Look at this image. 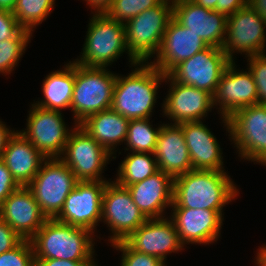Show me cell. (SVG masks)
<instances>
[{"mask_svg":"<svg viewBox=\"0 0 266 266\" xmlns=\"http://www.w3.org/2000/svg\"><path fill=\"white\" fill-rule=\"evenodd\" d=\"M237 196L239 189L225 171L191 170L174 178L170 209H208L224 218L223 207Z\"/></svg>","mask_w":266,"mask_h":266,"instance_id":"obj_1","label":"cell"},{"mask_svg":"<svg viewBox=\"0 0 266 266\" xmlns=\"http://www.w3.org/2000/svg\"><path fill=\"white\" fill-rule=\"evenodd\" d=\"M133 67L127 76L117 74L111 109L129 120L151 118L165 74L149 62Z\"/></svg>","mask_w":266,"mask_h":266,"instance_id":"obj_2","label":"cell"},{"mask_svg":"<svg viewBox=\"0 0 266 266\" xmlns=\"http://www.w3.org/2000/svg\"><path fill=\"white\" fill-rule=\"evenodd\" d=\"M95 233L47 219L30 239L35 258L95 261Z\"/></svg>","mask_w":266,"mask_h":266,"instance_id":"obj_3","label":"cell"},{"mask_svg":"<svg viewBox=\"0 0 266 266\" xmlns=\"http://www.w3.org/2000/svg\"><path fill=\"white\" fill-rule=\"evenodd\" d=\"M80 59L75 63L87 67H107L126 52L130 65L138 62L128 53L125 26L105 13L94 14L89 21L88 30ZM122 54V55H121Z\"/></svg>","mask_w":266,"mask_h":266,"instance_id":"obj_4","label":"cell"},{"mask_svg":"<svg viewBox=\"0 0 266 266\" xmlns=\"http://www.w3.org/2000/svg\"><path fill=\"white\" fill-rule=\"evenodd\" d=\"M117 74L107 67H87L75 63V83L71 101L74 125L89 115L111 108Z\"/></svg>","mask_w":266,"mask_h":266,"instance_id":"obj_5","label":"cell"},{"mask_svg":"<svg viewBox=\"0 0 266 266\" xmlns=\"http://www.w3.org/2000/svg\"><path fill=\"white\" fill-rule=\"evenodd\" d=\"M172 17L173 0H163L124 24L128 53L138 63H148L158 53Z\"/></svg>","mask_w":266,"mask_h":266,"instance_id":"obj_6","label":"cell"},{"mask_svg":"<svg viewBox=\"0 0 266 266\" xmlns=\"http://www.w3.org/2000/svg\"><path fill=\"white\" fill-rule=\"evenodd\" d=\"M221 121L241 160L259 163L266 156V105L239 109Z\"/></svg>","mask_w":266,"mask_h":266,"instance_id":"obj_7","label":"cell"},{"mask_svg":"<svg viewBox=\"0 0 266 266\" xmlns=\"http://www.w3.org/2000/svg\"><path fill=\"white\" fill-rule=\"evenodd\" d=\"M78 181L72 170L60 159H46L28 188L47 219H54Z\"/></svg>","mask_w":266,"mask_h":266,"instance_id":"obj_8","label":"cell"},{"mask_svg":"<svg viewBox=\"0 0 266 266\" xmlns=\"http://www.w3.org/2000/svg\"><path fill=\"white\" fill-rule=\"evenodd\" d=\"M111 155L79 124L73 125L60 159L72 170L77 181H107L102 176ZM103 178V179H102Z\"/></svg>","mask_w":266,"mask_h":266,"instance_id":"obj_9","label":"cell"},{"mask_svg":"<svg viewBox=\"0 0 266 266\" xmlns=\"http://www.w3.org/2000/svg\"><path fill=\"white\" fill-rule=\"evenodd\" d=\"M148 219L133 202L127 187L108 180L102 197L101 222L112 232L110 244L125 240Z\"/></svg>","mask_w":266,"mask_h":266,"instance_id":"obj_10","label":"cell"},{"mask_svg":"<svg viewBox=\"0 0 266 266\" xmlns=\"http://www.w3.org/2000/svg\"><path fill=\"white\" fill-rule=\"evenodd\" d=\"M25 130L19 132L46 158H60L70 132L62 111L47 110L31 104Z\"/></svg>","mask_w":266,"mask_h":266,"instance_id":"obj_11","label":"cell"},{"mask_svg":"<svg viewBox=\"0 0 266 266\" xmlns=\"http://www.w3.org/2000/svg\"><path fill=\"white\" fill-rule=\"evenodd\" d=\"M266 20L248 5L227 16L223 51L230 61L236 53L246 57L265 53Z\"/></svg>","mask_w":266,"mask_h":266,"instance_id":"obj_12","label":"cell"},{"mask_svg":"<svg viewBox=\"0 0 266 266\" xmlns=\"http://www.w3.org/2000/svg\"><path fill=\"white\" fill-rule=\"evenodd\" d=\"M230 62L223 48L208 46L175 66L168 75L174 81L205 90L213 96Z\"/></svg>","mask_w":266,"mask_h":266,"instance_id":"obj_13","label":"cell"},{"mask_svg":"<svg viewBox=\"0 0 266 266\" xmlns=\"http://www.w3.org/2000/svg\"><path fill=\"white\" fill-rule=\"evenodd\" d=\"M107 182L78 181L54 219L94 233L101 222L102 197Z\"/></svg>","mask_w":266,"mask_h":266,"instance_id":"obj_14","label":"cell"},{"mask_svg":"<svg viewBox=\"0 0 266 266\" xmlns=\"http://www.w3.org/2000/svg\"><path fill=\"white\" fill-rule=\"evenodd\" d=\"M170 89L162 104V112L170 124H181L183 122L203 121L211 112L213 96L205 90L193 86L183 85L174 81L168 74L165 75Z\"/></svg>","mask_w":266,"mask_h":266,"instance_id":"obj_15","label":"cell"},{"mask_svg":"<svg viewBox=\"0 0 266 266\" xmlns=\"http://www.w3.org/2000/svg\"><path fill=\"white\" fill-rule=\"evenodd\" d=\"M258 104L257 87L251 72L236 69L231 61L222 74L213 95V106L218 107L220 118L228 119L234 112Z\"/></svg>","mask_w":266,"mask_h":266,"instance_id":"obj_16","label":"cell"},{"mask_svg":"<svg viewBox=\"0 0 266 266\" xmlns=\"http://www.w3.org/2000/svg\"><path fill=\"white\" fill-rule=\"evenodd\" d=\"M173 18L208 46L223 48L227 27L225 14L199 6L192 0H173Z\"/></svg>","mask_w":266,"mask_h":266,"instance_id":"obj_17","label":"cell"},{"mask_svg":"<svg viewBox=\"0 0 266 266\" xmlns=\"http://www.w3.org/2000/svg\"><path fill=\"white\" fill-rule=\"evenodd\" d=\"M133 250L166 262L168 253L182 251L176 227L169 218L148 219L124 240Z\"/></svg>","mask_w":266,"mask_h":266,"instance_id":"obj_18","label":"cell"},{"mask_svg":"<svg viewBox=\"0 0 266 266\" xmlns=\"http://www.w3.org/2000/svg\"><path fill=\"white\" fill-rule=\"evenodd\" d=\"M169 217L177 230L180 242L186 244H212L221 234L223 217L214 210L172 208Z\"/></svg>","mask_w":266,"mask_h":266,"instance_id":"obj_19","label":"cell"},{"mask_svg":"<svg viewBox=\"0 0 266 266\" xmlns=\"http://www.w3.org/2000/svg\"><path fill=\"white\" fill-rule=\"evenodd\" d=\"M207 47L200 37L172 17L163 35L161 47L154 61L149 63L167 75L175 66Z\"/></svg>","mask_w":266,"mask_h":266,"instance_id":"obj_20","label":"cell"},{"mask_svg":"<svg viewBox=\"0 0 266 266\" xmlns=\"http://www.w3.org/2000/svg\"><path fill=\"white\" fill-rule=\"evenodd\" d=\"M0 217L23 240H30L47 220L28 186H19L3 201Z\"/></svg>","mask_w":266,"mask_h":266,"instance_id":"obj_21","label":"cell"},{"mask_svg":"<svg viewBox=\"0 0 266 266\" xmlns=\"http://www.w3.org/2000/svg\"><path fill=\"white\" fill-rule=\"evenodd\" d=\"M173 178L157 171L145 180L127 186L133 202L147 219L164 218L166 208L173 204Z\"/></svg>","mask_w":266,"mask_h":266,"instance_id":"obj_22","label":"cell"},{"mask_svg":"<svg viewBox=\"0 0 266 266\" xmlns=\"http://www.w3.org/2000/svg\"><path fill=\"white\" fill-rule=\"evenodd\" d=\"M202 121L178 124L184 133L193 170L226 171L216 137Z\"/></svg>","mask_w":266,"mask_h":266,"instance_id":"obj_23","label":"cell"},{"mask_svg":"<svg viewBox=\"0 0 266 266\" xmlns=\"http://www.w3.org/2000/svg\"><path fill=\"white\" fill-rule=\"evenodd\" d=\"M154 155L158 169L173 179L193 170L184 133L178 124L163 123Z\"/></svg>","mask_w":266,"mask_h":266,"instance_id":"obj_24","label":"cell"},{"mask_svg":"<svg viewBox=\"0 0 266 266\" xmlns=\"http://www.w3.org/2000/svg\"><path fill=\"white\" fill-rule=\"evenodd\" d=\"M2 160L19 186H28L46 158L19 130L8 139Z\"/></svg>","mask_w":266,"mask_h":266,"instance_id":"obj_25","label":"cell"},{"mask_svg":"<svg viewBox=\"0 0 266 266\" xmlns=\"http://www.w3.org/2000/svg\"><path fill=\"white\" fill-rule=\"evenodd\" d=\"M129 121L110 108L89 115L79 125L111 155H116L117 145L126 141Z\"/></svg>","mask_w":266,"mask_h":266,"instance_id":"obj_26","label":"cell"},{"mask_svg":"<svg viewBox=\"0 0 266 266\" xmlns=\"http://www.w3.org/2000/svg\"><path fill=\"white\" fill-rule=\"evenodd\" d=\"M42 93L44 98L33 104L47 109L58 110L71 108L73 87L75 83V62L64 64L62 70H56L44 77Z\"/></svg>","mask_w":266,"mask_h":266,"instance_id":"obj_27","label":"cell"},{"mask_svg":"<svg viewBox=\"0 0 266 266\" xmlns=\"http://www.w3.org/2000/svg\"><path fill=\"white\" fill-rule=\"evenodd\" d=\"M118 167L114 181L123 187L141 182L159 171L153 153L129 152Z\"/></svg>","mask_w":266,"mask_h":266,"instance_id":"obj_28","label":"cell"},{"mask_svg":"<svg viewBox=\"0 0 266 266\" xmlns=\"http://www.w3.org/2000/svg\"><path fill=\"white\" fill-rule=\"evenodd\" d=\"M163 124L154 128L150 118L132 119L129 121L124 150L130 152L153 153L157 145V138Z\"/></svg>","mask_w":266,"mask_h":266,"instance_id":"obj_29","label":"cell"},{"mask_svg":"<svg viewBox=\"0 0 266 266\" xmlns=\"http://www.w3.org/2000/svg\"><path fill=\"white\" fill-rule=\"evenodd\" d=\"M54 4L55 0H17L12 13L24 30L33 33L51 14Z\"/></svg>","mask_w":266,"mask_h":266,"instance_id":"obj_30","label":"cell"},{"mask_svg":"<svg viewBox=\"0 0 266 266\" xmlns=\"http://www.w3.org/2000/svg\"><path fill=\"white\" fill-rule=\"evenodd\" d=\"M31 32L22 30L16 37L0 41V73L11 74L31 42Z\"/></svg>","mask_w":266,"mask_h":266,"instance_id":"obj_31","label":"cell"},{"mask_svg":"<svg viewBox=\"0 0 266 266\" xmlns=\"http://www.w3.org/2000/svg\"><path fill=\"white\" fill-rule=\"evenodd\" d=\"M163 0H113L105 13L113 20L125 24L146 9L159 5Z\"/></svg>","mask_w":266,"mask_h":266,"instance_id":"obj_32","label":"cell"},{"mask_svg":"<svg viewBox=\"0 0 266 266\" xmlns=\"http://www.w3.org/2000/svg\"><path fill=\"white\" fill-rule=\"evenodd\" d=\"M111 246L122 252L121 266H167V262L155 256L133 250L124 240L115 242Z\"/></svg>","mask_w":266,"mask_h":266,"instance_id":"obj_33","label":"cell"},{"mask_svg":"<svg viewBox=\"0 0 266 266\" xmlns=\"http://www.w3.org/2000/svg\"><path fill=\"white\" fill-rule=\"evenodd\" d=\"M0 266H36L30 240H23L14 249L0 254Z\"/></svg>","mask_w":266,"mask_h":266,"instance_id":"obj_34","label":"cell"},{"mask_svg":"<svg viewBox=\"0 0 266 266\" xmlns=\"http://www.w3.org/2000/svg\"><path fill=\"white\" fill-rule=\"evenodd\" d=\"M247 70L252 74L257 87V102L266 105V54L247 57Z\"/></svg>","mask_w":266,"mask_h":266,"instance_id":"obj_35","label":"cell"},{"mask_svg":"<svg viewBox=\"0 0 266 266\" xmlns=\"http://www.w3.org/2000/svg\"><path fill=\"white\" fill-rule=\"evenodd\" d=\"M23 28L11 11L0 9V41L16 37Z\"/></svg>","mask_w":266,"mask_h":266,"instance_id":"obj_36","label":"cell"},{"mask_svg":"<svg viewBox=\"0 0 266 266\" xmlns=\"http://www.w3.org/2000/svg\"><path fill=\"white\" fill-rule=\"evenodd\" d=\"M23 239L0 217V254L17 247Z\"/></svg>","mask_w":266,"mask_h":266,"instance_id":"obj_37","label":"cell"},{"mask_svg":"<svg viewBox=\"0 0 266 266\" xmlns=\"http://www.w3.org/2000/svg\"><path fill=\"white\" fill-rule=\"evenodd\" d=\"M18 187L6 164L0 159V205Z\"/></svg>","mask_w":266,"mask_h":266,"instance_id":"obj_38","label":"cell"},{"mask_svg":"<svg viewBox=\"0 0 266 266\" xmlns=\"http://www.w3.org/2000/svg\"><path fill=\"white\" fill-rule=\"evenodd\" d=\"M36 266H98L95 261L35 258Z\"/></svg>","mask_w":266,"mask_h":266,"instance_id":"obj_39","label":"cell"},{"mask_svg":"<svg viewBox=\"0 0 266 266\" xmlns=\"http://www.w3.org/2000/svg\"><path fill=\"white\" fill-rule=\"evenodd\" d=\"M246 6L247 0H218L216 11L229 16Z\"/></svg>","mask_w":266,"mask_h":266,"instance_id":"obj_40","label":"cell"},{"mask_svg":"<svg viewBox=\"0 0 266 266\" xmlns=\"http://www.w3.org/2000/svg\"><path fill=\"white\" fill-rule=\"evenodd\" d=\"M86 1L89 8H92L91 13L93 14H103L106 13L107 10L110 8L113 0H84Z\"/></svg>","mask_w":266,"mask_h":266,"instance_id":"obj_41","label":"cell"},{"mask_svg":"<svg viewBox=\"0 0 266 266\" xmlns=\"http://www.w3.org/2000/svg\"><path fill=\"white\" fill-rule=\"evenodd\" d=\"M5 122L0 119V159H2L3 152L7 145L8 139L14 134L15 130L9 129Z\"/></svg>","mask_w":266,"mask_h":266,"instance_id":"obj_42","label":"cell"},{"mask_svg":"<svg viewBox=\"0 0 266 266\" xmlns=\"http://www.w3.org/2000/svg\"><path fill=\"white\" fill-rule=\"evenodd\" d=\"M247 5L266 20V0H247Z\"/></svg>","mask_w":266,"mask_h":266,"instance_id":"obj_43","label":"cell"},{"mask_svg":"<svg viewBox=\"0 0 266 266\" xmlns=\"http://www.w3.org/2000/svg\"><path fill=\"white\" fill-rule=\"evenodd\" d=\"M195 2L197 5L209 8L211 10H216V4L218 0H192Z\"/></svg>","mask_w":266,"mask_h":266,"instance_id":"obj_44","label":"cell"},{"mask_svg":"<svg viewBox=\"0 0 266 266\" xmlns=\"http://www.w3.org/2000/svg\"><path fill=\"white\" fill-rule=\"evenodd\" d=\"M16 1L17 0H0V9H5L12 12Z\"/></svg>","mask_w":266,"mask_h":266,"instance_id":"obj_45","label":"cell"},{"mask_svg":"<svg viewBox=\"0 0 266 266\" xmlns=\"http://www.w3.org/2000/svg\"><path fill=\"white\" fill-rule=\"evenodd\" d=\"M259 164L266 166V156L259 162Z\"/></svg>","mask_w":266,"mask_h":266,"instance_id":"obj_46","label":"cell"}]
</instances>
